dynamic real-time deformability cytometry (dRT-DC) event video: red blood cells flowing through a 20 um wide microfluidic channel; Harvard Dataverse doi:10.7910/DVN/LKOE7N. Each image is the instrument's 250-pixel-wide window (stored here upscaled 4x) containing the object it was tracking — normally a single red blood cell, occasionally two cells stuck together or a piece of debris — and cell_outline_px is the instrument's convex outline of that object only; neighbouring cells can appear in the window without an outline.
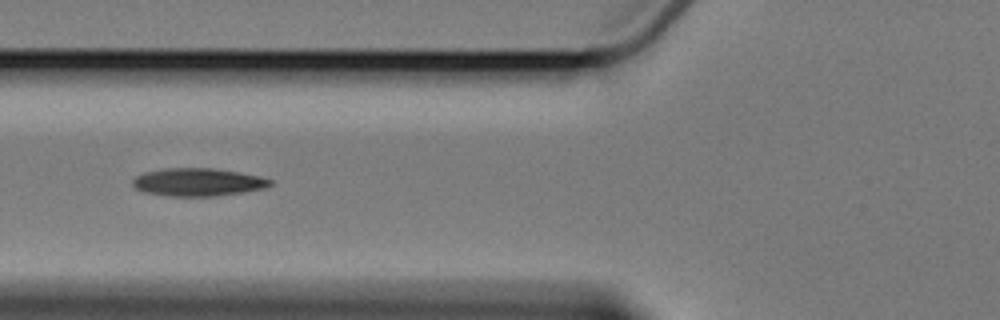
{"species": "Egyptian fruit bat (a non-hibernating species)", "species_latin": "Rousettus aegyptiacus", "temperature_condition": "cold", "stored_images_in_passage": 10, "camera_frame_rate_fps": 3000, "um_per_image_px": 0.085, "animal": {"sex": "female"}, "frame": {"image": 1, "passage_image": 6, "time_ms": 5.667, "image_size_px": [1000, 320], "cell_outline_px": [[272, 184], [264, 188], [244, 192], [216, 196], [168, 196], [144, 192], [136, 188], [132, 184], [132, 180], [136, 176], [144, 172], [164, 168], [216, 168], [240, 172], [260, 176], [272, 180]], "centroid_in_image_um": [16.82, 15.47], "position_along_channel_um": 109.0, "area_um2": 22.48}}
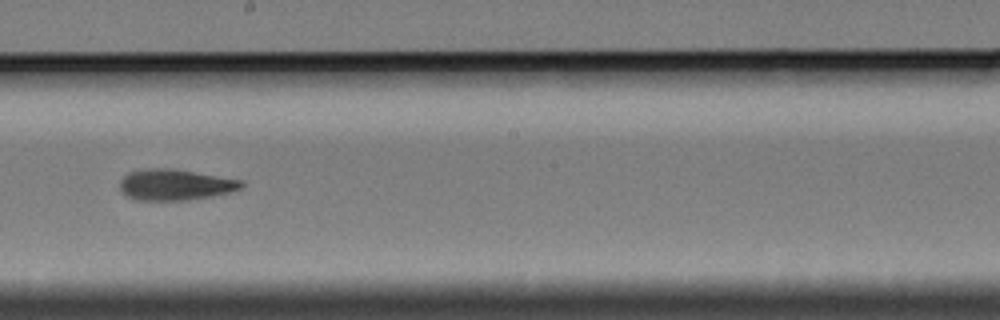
{"frame": {"image": 2, "passage_image": 9, "time_ms": 9.333, "image_size_px": [1000, 320], "cell_outline_px": [[244, 184], [240, 188], [228, 192], [212, 196], [188, 200], [136, 200], [128, 196], [120, 188], [120, 180], [128, 172], [144, 168], [172, 168], [240, 180]], "centroid_in_image_um": [14.84, 15.69], "position_along_channel_um": 233.4, "area_um2": 21.73}}
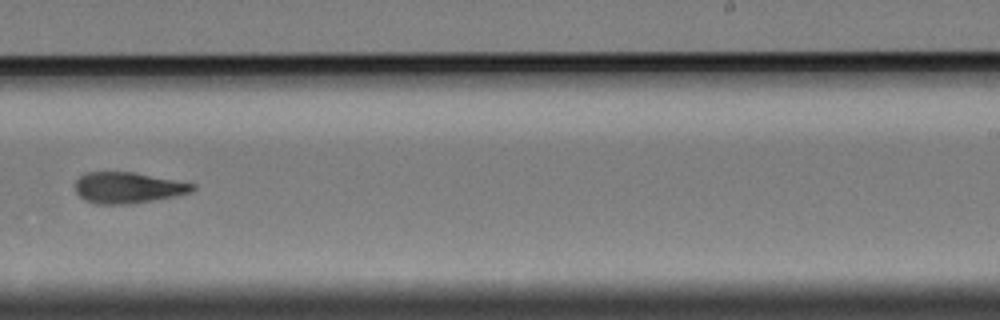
{"frame": {"image": 3, "passage_image": 10, "time_ms": 10.667, "image_size_px": [1000, 320], "cell_outline_px": [[196, 188], [192, 192], [132, 204], [96, 204], [84, 200], [76, 192], [76, 180], [80, 176], [88, 172], [136, 172], [196, 184]], "centroid_in_image_um": [10.88, 15.95], "position_along_channel_um": 278.1, "area_um2": 21.21}}